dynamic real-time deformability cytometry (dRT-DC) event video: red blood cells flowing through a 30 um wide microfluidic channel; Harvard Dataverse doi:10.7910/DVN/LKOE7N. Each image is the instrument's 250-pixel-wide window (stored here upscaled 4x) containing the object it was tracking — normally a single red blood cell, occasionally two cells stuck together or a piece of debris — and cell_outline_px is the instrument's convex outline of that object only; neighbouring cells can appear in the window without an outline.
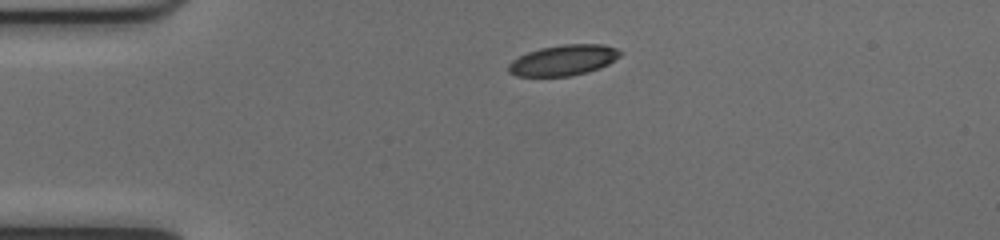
{"species": "common noctule bat (a hibernating species)", "species_latin": "Nyctalus noctula", "temperature_condition": "cold", "stored_images_in_passage": 41, "camera_frame_rate_fps": 3000, "um_per_image_px": 0.085, "animal": {"sex": "female", "body_mass_g": 17.0, "forearm_length_mm": 48.0}, "frame": {"image": 1, "passage_image": 1, "time_ms": 0.0, "image_size_px": [1000, 240], "cell_outline_px": [[624, 52], [620, 56], [608, 64], [600, 68], [588, 72], [572, 76], [516, 76], [508, 72], [508, 64], [512, 60], [528, 52], [540, 48], [564, 44], [604, 44], [616, 48]], "centroid_in_image_um": [47.91, 5.12], "position_along_channel_um": 37.1, "area_um2": 20.06}}
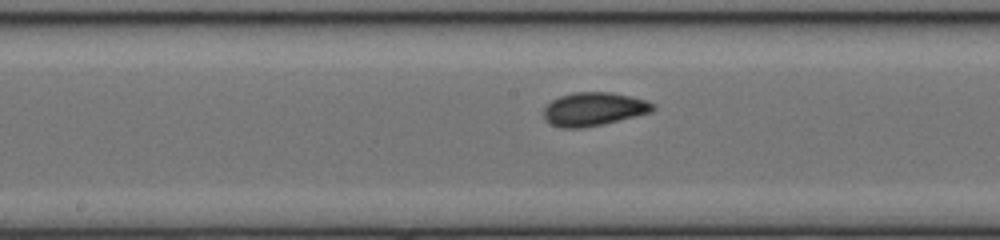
{"frame": {"image": 2, "passage_image": 16, "time_ms": 5.0, "image_size_px": [1000, 240], "cell_outline_px": [[656, 108], [652, 112], [604, 124], [584, 128], [560, 128], [544, 120], [544, 108], [552, 100], [560, 96], [572, 92], [612, 92], [632, 96], [648, 100], [656, 104]], "centroid_in_image_um": [50.51, 9.27], "position_along_channel_um": 197.7, "area_um2": 21.62}}
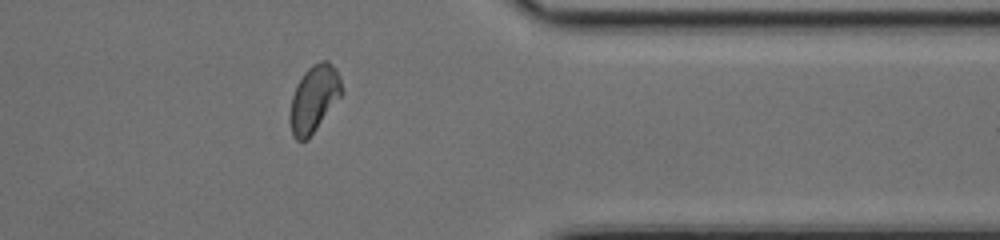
{"frame": {"image": 3, "passage_image": 31, "time_ms": 10.0, "image_size_px": [1000, 240], "cell_outline_px": [[344, 92], [308, 140], [296, 140], [292, 136], [288, 120], [288, 116], [292, 96], [296, 84], [304, 72], [312, 64], [320, 60], [328, 60], [336, 68], [340, 76]], "centroid_in_image_um": [26.68, 8.39], "position_along_channel_um": 384.7, "area_um2": 20.63}, "authors_computed_cell_mechanics": {"area_um2": 20.519, "velocity_mm_per_s": 4.0008, "shape_relaxation_time_tau1_ms": 2.9383, "shape_relaxation_time_tau2_ms": 1.6032, "deformation_change_tau1": 0.1136, "deformation_change_tau2": 0.0581}}